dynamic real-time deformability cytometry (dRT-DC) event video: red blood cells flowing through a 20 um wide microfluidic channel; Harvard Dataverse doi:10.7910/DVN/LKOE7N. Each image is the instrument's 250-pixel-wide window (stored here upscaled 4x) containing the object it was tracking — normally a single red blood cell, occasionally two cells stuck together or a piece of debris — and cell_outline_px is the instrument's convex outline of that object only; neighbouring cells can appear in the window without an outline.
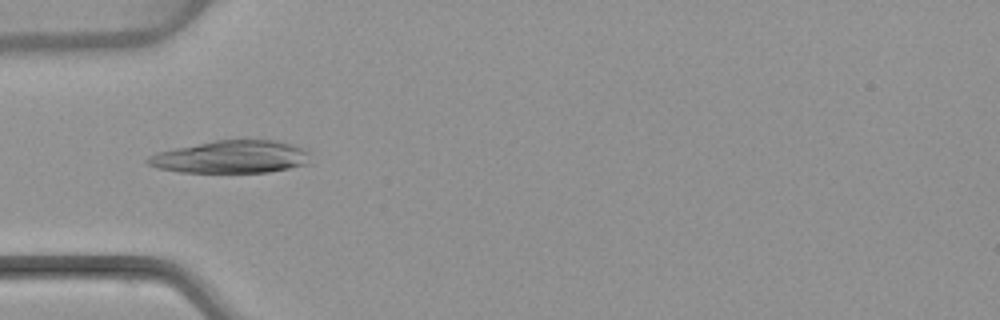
{"species": "common noctule bat (a hibernating species)", "species_latin": "Nyctalus noctula", "temperature_condition": "warm", "stored_images_in_passage": 52, "camera_frame_rate_fps": 3000, "um_per_image_px": 0.085, "animal": {"sex": "female", "body_mass_g": 22.7, "forearm_length_mm": 54.2}, "frame": {"image": 1, "passage_image": 17, "time_ms": 5.333, "image_size_px": [1000, 320], "cell_outline_px": [[308, 164], [268, 172], [180, 172], [156, 168], [148, 164], [144, 160], [148, 156], [156, 152], [216, 140], [272, 140], [292, 144], [308, 152]], "centroid_in_image_um": [19.59, 13.34], "position_along_channel_um": 65.4, "area_um2": 30.63}}
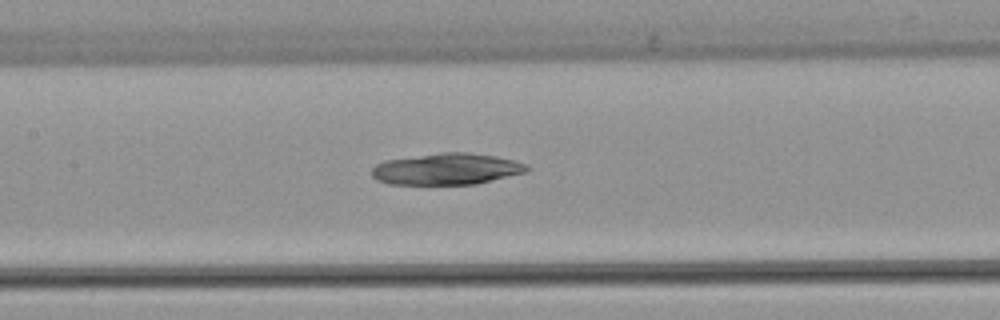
{"frame": {"image": 2, "passage_image": 25, "time_ms": 8.0, "image_size_px": [1000, 320], "cell_outline_px": [[532, 168], [528, 172], [476, 184], [388, 184], [376, 180], [372, 176], [372, 168], [376, 164], [384, 160], [440, 152], [468, 152], [496, 156], [528, 164]], "centroid_in_image_um": [37.99, 14.36], "position_along_channel_um": 169.4, "area_um2": 28.73}}
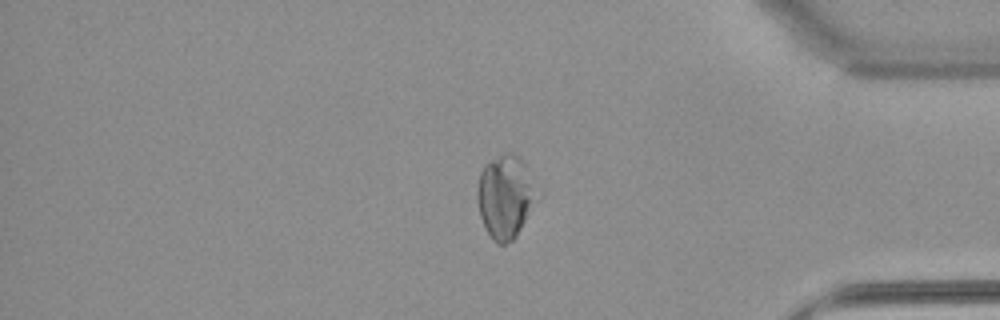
{"frame": {"image": 3, "passage_image": 44, "time_ms": 14.333, "image_size_px": [1000, 320], "cell_outline_px": [[544, 192], [540, 200], [516, 236], [512, 240], [504, 244], [496, 244], [492, 240], [480, 216], [476, 200], [476, 188], [480, 172], [484, 164], [504, 152], [512, 152], [520, 156]], "centroid_in_image_um": [43.04, 16.67], "position_along_channel_um": 392.2, "area_um2": 30.46}}